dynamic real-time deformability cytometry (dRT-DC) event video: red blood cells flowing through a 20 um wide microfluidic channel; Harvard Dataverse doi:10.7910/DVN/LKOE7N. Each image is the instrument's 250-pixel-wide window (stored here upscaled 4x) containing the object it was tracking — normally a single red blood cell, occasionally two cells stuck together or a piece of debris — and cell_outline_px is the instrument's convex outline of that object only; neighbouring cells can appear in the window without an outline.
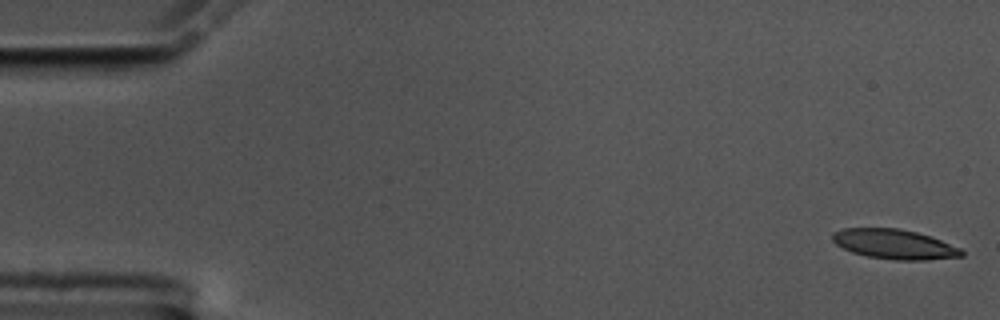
{"species": "common noctule bat (a hibernating species)", "species_latin": "Nyctalus noctula", "temperature_condition": "cold", "stored_images_in_passage": 52, "camera_frame_rate_fps": 3000, "um_per_image_px": 0.085, "animal": {"sex": "male", "body_mass_g": 17.5, "forearm_length_mm": 52.3}, "frame": {"image": 1, "passage_image": 1, "time_ms": 0.0, "image_size_px": [1000, 320], "cell_outline_px": [[964, 256], [924, 260], [896, 260], [868, 256], [852, 252], [836, 244], [832, 240], [832, 232], [844, 228], [900, 228], [916, 232], [940, 240], [960, 248], [964, 252]], "centroid_in_image_um": [76.0, 20.75], "position_along_channel_um": 9.0, "area_um2": 22.2}}
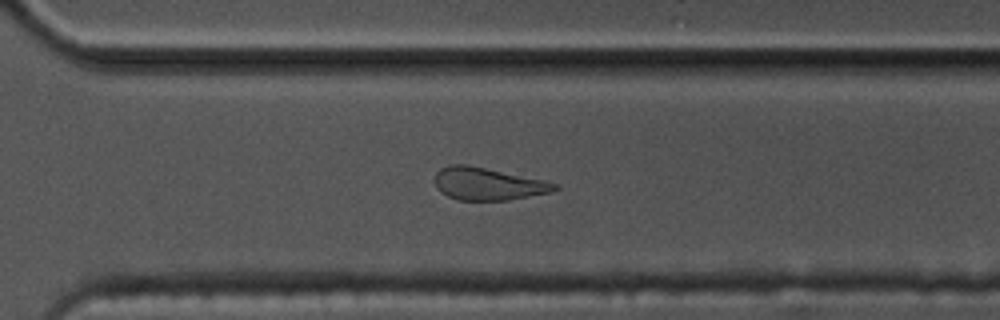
{"frame": {"image": 2, "passage_image": 40, "time_ms": 13.0, "image_size_px": [1000, 320], "cell_outline_px": [[560, 188], [548, 192], [508, 200], [456, 200], [440, 192], [436, 188], [436, 172], [440, 168], [452, 164], [468, 164], [544, 180], [556, 184]], "centroid_in_image_um": [41.42, 15.62], "position_along_channel_um": 329.2, "area_um2": 22.54}}
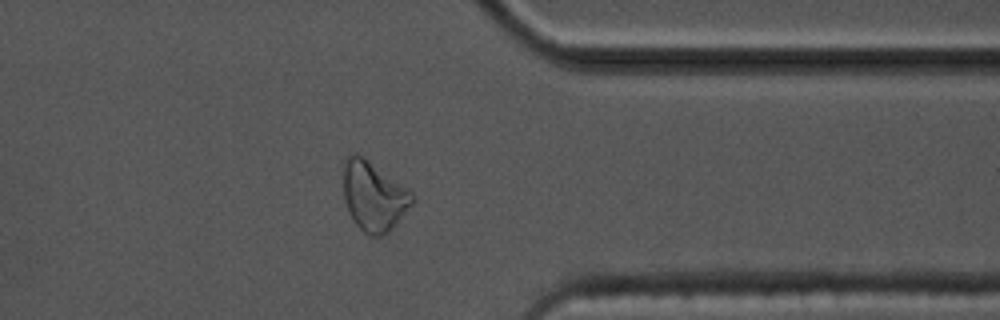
{"frame": {"image": 3, "passage_image": 45, "time_ms": 14.667, "image_size_px": [1000, 320], "cell_outline_px": [[416, 200], [396, 224], [388, 232], [380, 236], [368, 236], [356, 224], [348, 212], [344, 200], [344, 156], [352, 152], [356, 152], [364, 156], [412, 192], [416, 196]], "centroid_in_image_um": [31.76, 16.65], "position_along_channel_um": 379.6, "area_um2": 28.15}}